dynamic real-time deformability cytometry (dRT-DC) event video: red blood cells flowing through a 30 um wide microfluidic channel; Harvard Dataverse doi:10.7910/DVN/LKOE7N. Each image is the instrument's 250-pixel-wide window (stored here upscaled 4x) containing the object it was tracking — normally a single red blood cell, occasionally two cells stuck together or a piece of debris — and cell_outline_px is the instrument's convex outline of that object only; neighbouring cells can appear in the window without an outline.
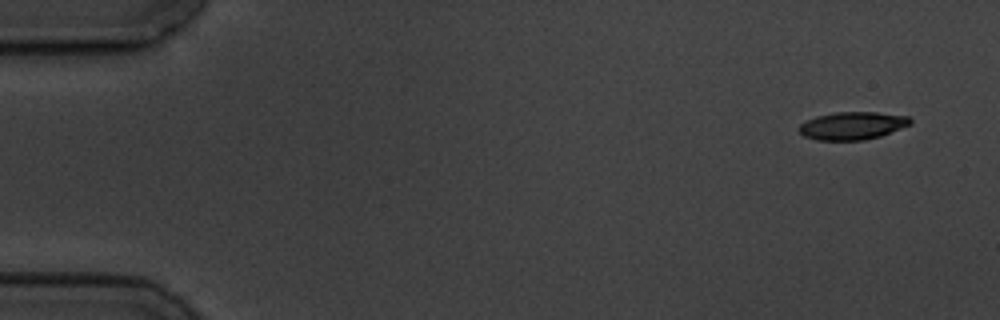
{"species": "common noctule bat (a hibernating species)", "species_latin": "Nyctalus noctula", "temperature_condition": "cold", "stored_images_in_passage": 6, "segment_of_instrument_passage": [1, 2], "camera_frame_rate_fps": 3000, "um_per_image_px": 0.085, "animal": {"sex": "male", "body_mass_g": 19.5, "forearm_length_mm": 54.6}, "frame": {"image": 1, "passage_image": 1, "time_ms": 0.0, "image_size_px": [1000, 320], "cell_outline_px": [[912, 124], [880, 136], [864, 140], [816, 140], [804, 136], [800, 132], [800, 124], [804, 120], [816, 116], [836, 112], [876, 112], [908, 116], [912, 120]], "centroid_in_image_um": [72.45, 10.68], "position_along_channel_um": 12.5, "area_um2": 18.03}}